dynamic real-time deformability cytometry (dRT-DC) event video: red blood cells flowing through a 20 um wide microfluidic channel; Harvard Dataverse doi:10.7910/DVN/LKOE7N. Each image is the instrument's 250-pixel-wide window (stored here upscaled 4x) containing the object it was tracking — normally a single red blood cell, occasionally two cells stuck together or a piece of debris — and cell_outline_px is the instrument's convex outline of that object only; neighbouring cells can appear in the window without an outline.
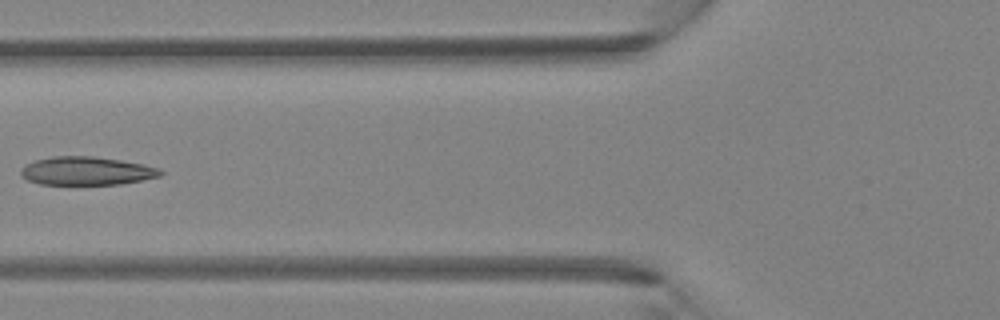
{"species": "Egyptian fruit bat (a non-hibernating species)", "species_latin": "Rousettus aegyptiacus", "temperature_condition": "room temperature", "stored_images_in_passage": 5, "camera_frame_rate_fps": 3000, "um_per_image_px": 0.085, "animal": {"sex": "female"}, "frame": {"image": 1, "passage_image": 5, "time_ms": 1.333, "image_size_px": [1000, 320], "cell_outline_px": [[164, 172], [160, 176], [120, 184], [40, 184], [28, 180], [20, 176], [20, 168], [24, 164], [36, 160], [52, 156], [92, 156], [120, 160], [144, 164], [160, 168]], "centroid_in_image_um": [7.33, 14.52], "position_along_channel_um": 118.5, "area_um2": 23.12}}